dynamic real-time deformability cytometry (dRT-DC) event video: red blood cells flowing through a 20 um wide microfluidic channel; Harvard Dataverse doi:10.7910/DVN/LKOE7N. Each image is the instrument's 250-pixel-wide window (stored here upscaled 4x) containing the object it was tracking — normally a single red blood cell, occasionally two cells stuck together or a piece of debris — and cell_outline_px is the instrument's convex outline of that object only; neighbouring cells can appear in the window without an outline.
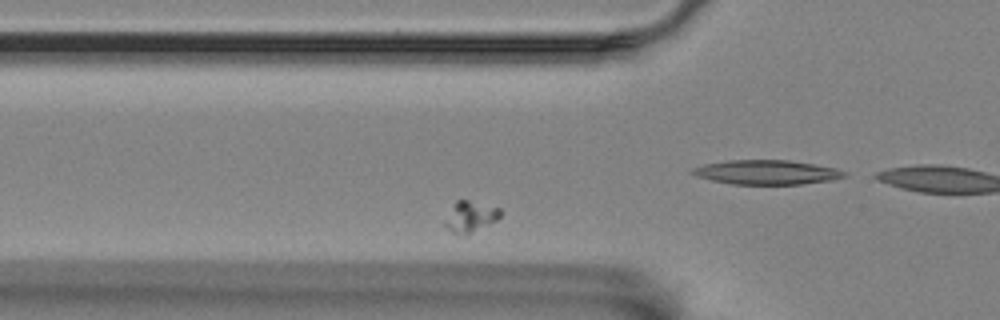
{"species": "Egyptian fruit bat (a non-hibernating species)", "species_latin": "Rousettus aegyptiacus", "temperature_condition": "room temperature", "stored_images_in_passage": 5, "segment_of_instrument_passage": [1, 3], "camera_frame_rate_fps": 3000, "um_per_image_px": 0.085, "animal": {"sex": "female"}, "frame": {"image": 1, "passage_image": 3, "time_ms": 2.333, "image_size_px": [1000, 320], "cell_outline_px": [[500, 216], [496, 220], [468, 236], [464, 236], [452, 232], [444, 224], [444, 220], [452, 204], [456, 200], [468, 200], [500, 208]], "centroid_in_image_um": [39.95, 18.43], "position_along_channel_um": 85.9, "area_um2": 10.12}}